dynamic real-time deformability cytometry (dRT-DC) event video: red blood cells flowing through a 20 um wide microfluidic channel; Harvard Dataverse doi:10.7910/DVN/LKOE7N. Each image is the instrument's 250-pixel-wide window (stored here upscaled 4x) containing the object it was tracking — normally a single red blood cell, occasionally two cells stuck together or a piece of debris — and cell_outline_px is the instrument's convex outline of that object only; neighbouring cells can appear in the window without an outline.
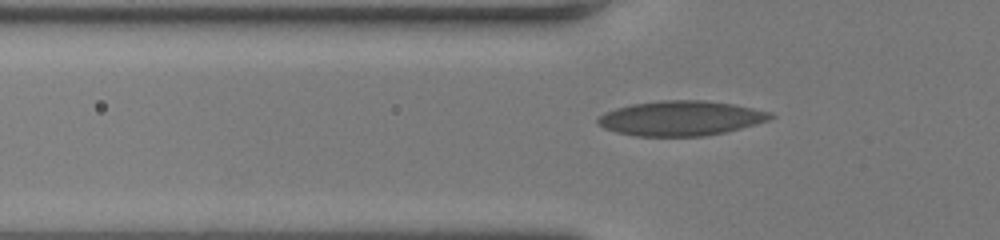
{"species": "human", "species_latin": "Homo sapiens", "temperature_condition": "room temperature", "stored_images_in_passage": 36, "camera_frame_rate_fps": 3000, "um_per_image_px": 0.085, "donor": {"sex": "female"}, "frame": {"image": 1, "passage_image": 7, "time_ms": 2.0, "image_size_px": [1000, 240], "cell_outline_px": [[776, 116], [768, 120], [756, 124], [724, 132], [704, 136], [636, 136], [616, 132], [604, 128], [596, 120], [604, 112], [616, 108], [632, 104], [660, 100], [704, 100], [732, 104], [772, 112]], "centroid_in_image_um": [57.87, 10.05], "position_along_channel_um": 67.9, "area_um2": 34.91}}
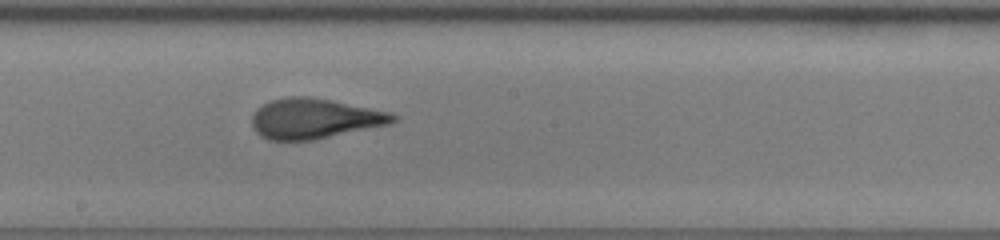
{"frame": {"image": 2, "passage_image": 18, "time_ms": 5.667, "image_size_px": [1000, 240], "cell_outline_px": [[396, 120], [388, 124], [312, 140], [268, 140], [260, 136], [256, 132], [252, 124], [252, 112], [256, 108], [268, 100], [284, 96], [312, 96], [392, 112], [396, 116]], "centroid_in_image_um": [26.67, 10.05], "position_along_channel_um": 221.5, "area_um2": 33.23}}
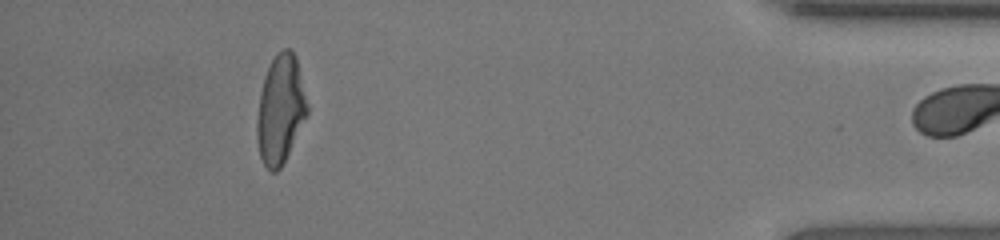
{"frame": {"image": 3, "passage_image": 35, "time_ms": 11.333, "image_size_px": [1000, 240], "cell_outline_px": [[308, 112], [280, 168], [276, 172], [272, 172], [264, 164], [260, 156], [256, 136], [256, 120], [260, 92], [264, 76], [276, 52], [284, 48], [288, 48], [296, 56], [308, 108]], "centroid_in_image_um": [23.81, 9.27], "position_along_channel_um": 411.4, "area_um2": 31.33}, "authors_computed_cell_mechanics": {"area_um2": 33.0038, "velocity_mm_per_s": 4.2636, "shape_relaxation_time_tau1_ms": 9.1559, "shape_relaxation_time_tau2_ms": null, "deformation_change_tau1": 0.2734, "deformation_change_tau2": null}}